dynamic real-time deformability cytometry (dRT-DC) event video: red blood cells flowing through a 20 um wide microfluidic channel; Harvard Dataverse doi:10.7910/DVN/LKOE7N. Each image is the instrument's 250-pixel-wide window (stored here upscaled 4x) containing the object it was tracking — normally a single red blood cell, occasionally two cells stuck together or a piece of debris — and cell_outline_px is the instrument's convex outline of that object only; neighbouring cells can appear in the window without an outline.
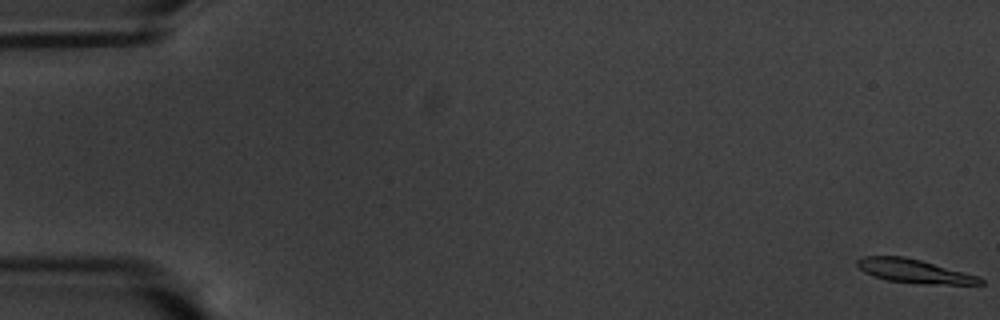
{"species": "common noctule bat (a hibernating species)", "species_latin": "Nyctalus noctula", "temperature_condition": "warm", "stored_images_in_passage": 59, "camera_frame_rate_fps": 3000, "um_per_image_px": 0.085, "animal": {"sex": "male", "body_mass_g": 20.1, "forearm_length_mm": 53.5}, "frame": {"image": 1, "passage_image": 1, "time_ms": 0.0, "image_size_px": [1000, 320], "cell_outline_px": [[984, 284], [924, 284], [888, 280], [864, 272], [856, 264], [856, 260], [864, 256], [904, 256], [920, 260], [976, 276], [984, 280]], "centroid_in_image_um": [77.67, 23.04], "position_along_channel_um": 7.3, "area_um2": 16.59}}
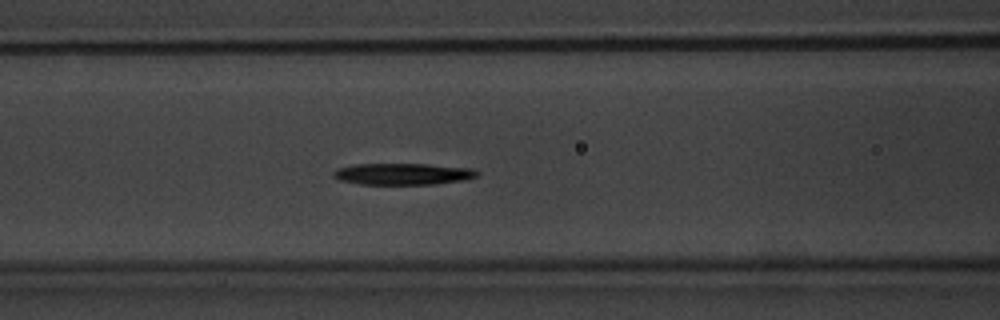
{"frame": {"image": 2, "passage_image": 25, "time_ms": 8.0, "image_size_px": [1000, 320], "cell_outline_px": [[480, 172], [476, 176], [464, 180], [436, 184], [360, 184], [340, 180], [332, 176], [332, 172], [336, 168], [352, 164], [428, 164], [472, 168]], "centroid_in_image_um": [34.22, 14.78], "position_along_channel_um": 132.4, "area_um2": 18.15}}
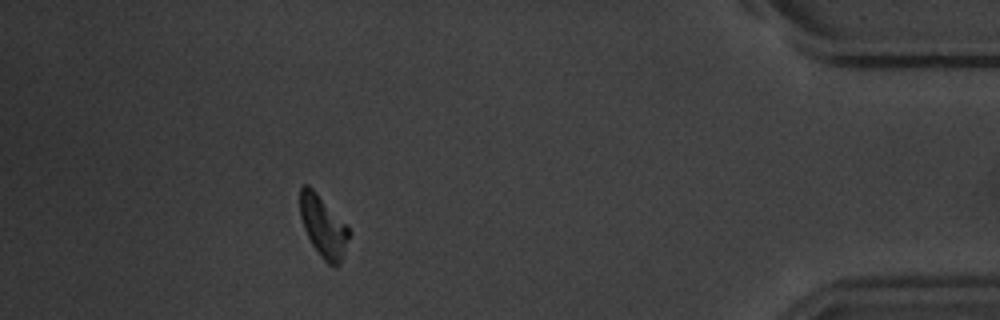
{"frame": {"image": 3, "passage_image": 53, "time_ms": 17.333, "image_size_px": [1000, 320], "cell_outline_px": [[352, 232], [340, 264], [336, 268], [332, 268], [324, 260], [312, 244], [304, 228], [300, 216], [300, 188], [304, 184], [308, 184], [316, 192]], "centroid_in_image_um": [27.49, 19.29], "position_along_channel_um": 407.7, "area_um2": 17.4}, "authors_computed_cell_mechanics": {"area_um2": 18.1492, "velocity_mm_per_s": 3.4827, "shape_relaxation_time_tau1_ms": 3.7911, "shape_relaxation_time_tau2_ms": null, "deformation_change_tau1": 0.1615, "deformation_change_tau2": null}}